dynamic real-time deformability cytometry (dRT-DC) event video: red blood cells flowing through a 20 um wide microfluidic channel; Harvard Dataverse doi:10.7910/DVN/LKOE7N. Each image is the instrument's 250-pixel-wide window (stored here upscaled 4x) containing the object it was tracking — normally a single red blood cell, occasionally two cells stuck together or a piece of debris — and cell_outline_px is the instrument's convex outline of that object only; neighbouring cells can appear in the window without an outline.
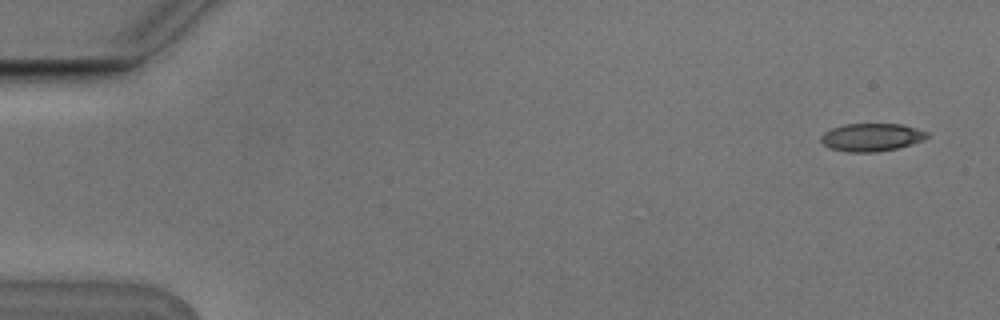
{"species": "Egyptian fruit bat (a non-hibernating species)", "species_latin": "Rousettus aegyptiacus", "temperature_condition": "cold", "stored_images_in_passage": 3, "camera_frame_rate_fps": 3000, "um_per_image_px": 0.085, "animal": {"sex": "male"}, "frame": {"image": 1, "passage_image": 1, "time_ms": 0.0, "image_size_px": [1000, 320], "cell_outline_px": [[928, 136], [924, 140], [896, 148], [876, 152], [848, 152], [828, 148], [820, 140], [820, 136], [824, 132], [832, 128], [844, 124], [900, 124], [916, 128], [928, 132]], "centroid_in_image_um": [74.05, 11.67], "position_along_channel_um": 11.0, "area_um2": 17.22}}